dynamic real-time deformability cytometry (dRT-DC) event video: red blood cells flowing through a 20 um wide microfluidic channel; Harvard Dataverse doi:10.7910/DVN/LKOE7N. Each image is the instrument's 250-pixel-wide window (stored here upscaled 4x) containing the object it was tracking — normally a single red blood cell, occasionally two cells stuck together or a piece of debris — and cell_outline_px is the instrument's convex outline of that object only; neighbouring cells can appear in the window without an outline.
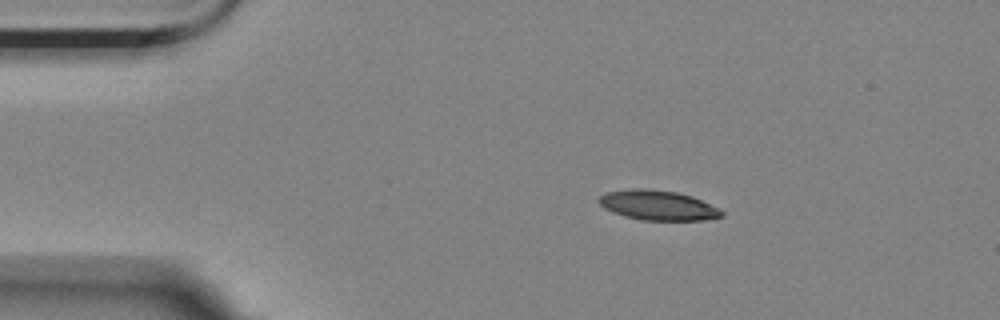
{"species": "Egyptian fruit bat (a non-hibernating species)", "species_latin": "Rousettus aegyptiacus", "temperature_condition": "room temperature", "stored_images_in_passage": 5, "camera_frame_rate_fps": 3000, "um_per_image_px": 0.085, "animal": {"sex": "female"}, "frame": {"image": 1, "passage_image": 2, "time_ms": 0.333, "image_size_px": [1000, 320], "cell_outline_px": [[724, 216], [704, 220], [640, 220], [624, 216], [612, 212], [604, 208], [596, 200], [604, 192], [628, 188], [644, 188], [676, 192], [692, 196], [724, 212]], "centroid_in_image_um": [55.85, 17.44], "position_along_channel_um": 29.2, "area_um2": 21.39}}
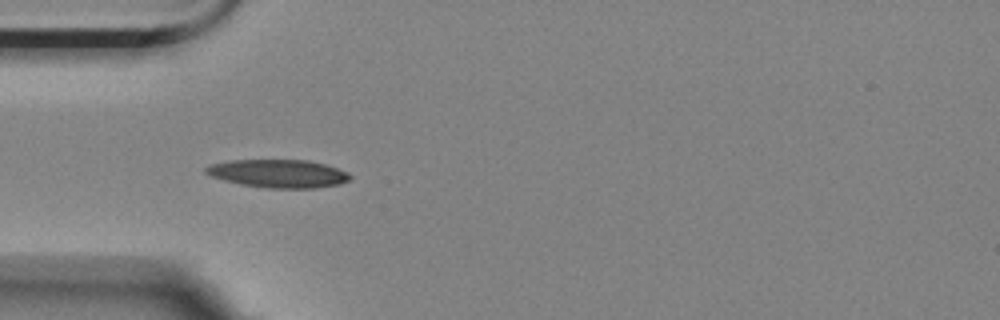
{"frame": {"image": 2, "passage_image": 4, "time_ms": 1.0, "image_size_px": [1000, 320], "cell_outline_px": [[352, 176], [348, 180], [340, 184], [316, 188], [264, 188], [240, 184], [224, 180], [212, 176], [204, 172], [204, 168], [208, 164], [228, 160], [308, 160], [324, 164], [348, 172]], "centroid_in_image_um": [23.62, 14.75], "position_along_channel_um": 61.4, "area_um2": 23.76}}
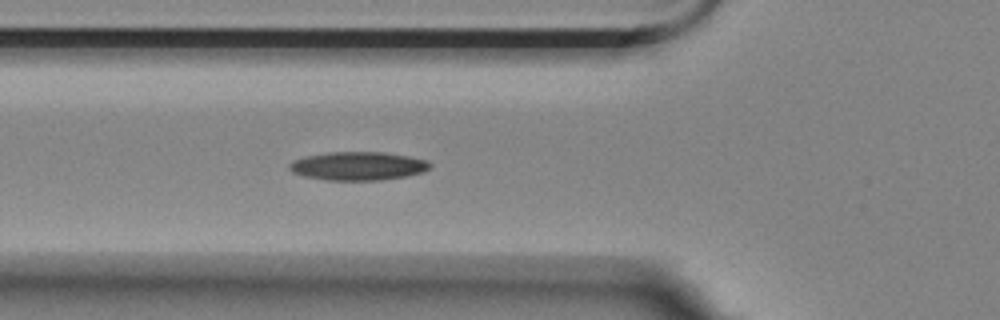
{"frame": {"image": 3, "passage_image": 5, "time_ms": 1.333, "image_size_px": [1000, 320], "cell_outline_px": [[432, 164], [424, 172], [404, 176], [380, 180], [328, 180], [304, 176], [292, 172], [288, 168], [288, 164], [292, 160], [308, 156], [328, 152], [384, 152], [408, 156], [428, 160]], "centroid_in_image_um": [30.42, 14.1], "position_along_channel_um": 95.4, "area_um2": 23.29}}